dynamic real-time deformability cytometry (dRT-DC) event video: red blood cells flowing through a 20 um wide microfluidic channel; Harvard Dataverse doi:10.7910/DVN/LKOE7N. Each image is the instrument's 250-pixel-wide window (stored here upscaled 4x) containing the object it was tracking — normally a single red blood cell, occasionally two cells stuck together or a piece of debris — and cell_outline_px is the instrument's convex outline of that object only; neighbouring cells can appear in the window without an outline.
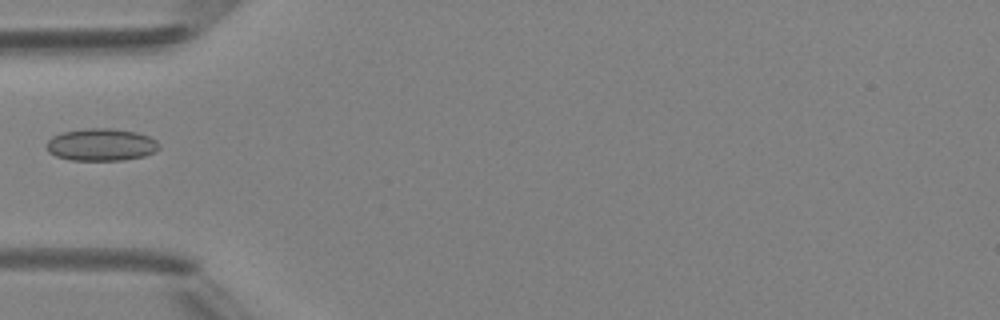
{"species": "Egyptian fruit bat (a non-hibernating species)", "species_latin": "Rousettus aegyptiacus", "temperature_condition": "room temperature", "stored_images_in_passage": 33, "camera_frame_rate_fps": 3000, "um_per_image_px": 0.085, "animal": {"sex": "female"}, "frame": {"image": 1, "passage_image": 1, "time_ms": 0.0, "image_size_px": [1000, 320], "cell_outline_px": [[160, 148], [144, 156], [124, 160], [72, 160], [56, 156], [48, 152], [44, 144], [52, 136], [64, 132], [84, 128], [116, 128], [136, 132], [148, 136], [156, 140], [160, 144]], "centroid_in_image_um": [8.58, 12.29], "position_along_channel_um": 76.4, "area_um2": 21.39}}
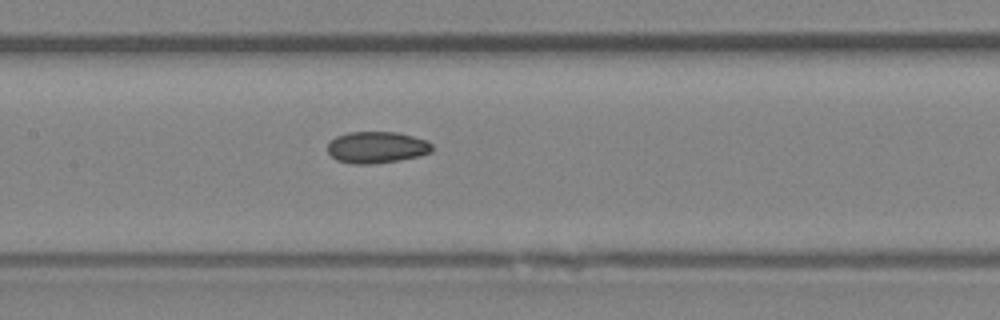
{"frame": {"image": 2, "passage_image": 8, "time_ms": 2.333, "image_size_px": [1000, 320], "cell_outline_px": [[432, 152], [420, 156], [400, 160], [376, 164], [352, 164], [336, 160], [328, 152], [328, 144], [336, 136], [348, 132], [396, 132], [428, 140], [432, 144]], "centroid_in_image_um": [32.04, 12.53], "position_along_channel_um": 175.4, "area_um2": 19.42}}
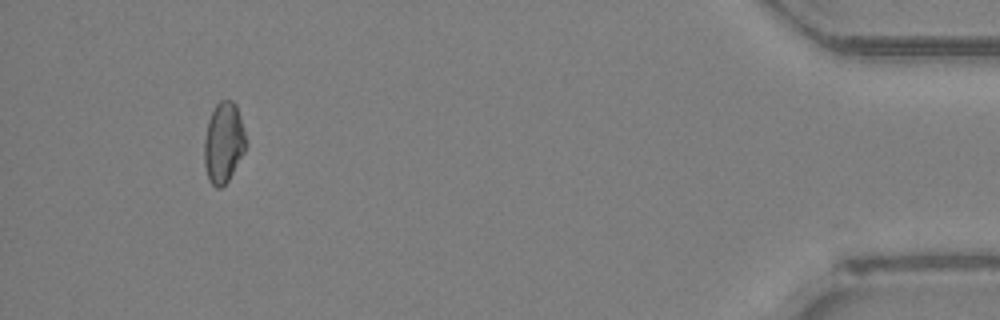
{"frame": {"image": 3, "passage_image": 30, "time_ms": 9.667, "image_size_px": [1000, 320], "cell_outline_px": [[244, 152], [228, 180], [220, 188], [216, 188], [208, 180], [204, 164], [204, 140], [208, 120], [216, 104], [220, 100], [232, 100], [236, 104], [240, 116], [244, 132]], "centroid_in_image_um": [18.97, 12.12], "position_along_channel_um": 416.2, "area_um2": 19.31}}